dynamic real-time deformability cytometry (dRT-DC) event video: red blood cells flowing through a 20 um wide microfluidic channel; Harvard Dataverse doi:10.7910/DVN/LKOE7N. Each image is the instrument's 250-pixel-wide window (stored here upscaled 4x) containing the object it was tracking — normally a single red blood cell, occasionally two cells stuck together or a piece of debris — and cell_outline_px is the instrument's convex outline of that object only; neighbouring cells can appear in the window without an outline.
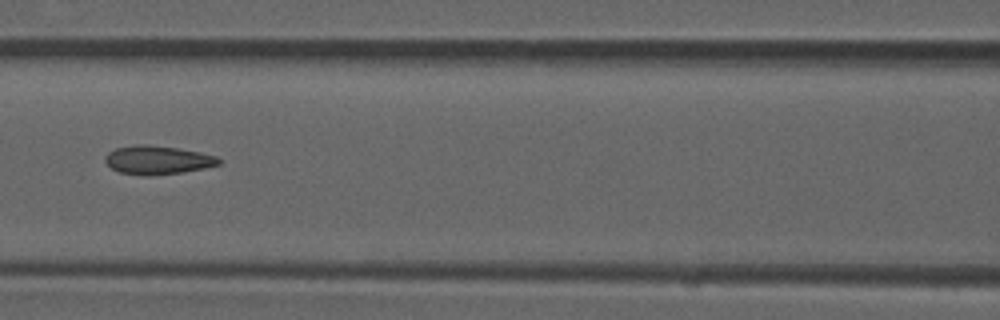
{"species": "common noctule bat (a hibernating species)", "species_latin": "Nyctalus noctula", "temperature_condition": "room temperature", "stored_images_in_passage": 7, "camera_frame_rate_fps": 3000, "um_per_image_px": 0.085, "animal": {"sex": "male", "forearm_length_mm": 52.5}, "frame": {"image": 1, "passage_image": 7, "time_ms": 2.0, "image_size_px": [1000, 320], "cell_outline_px": [[220, 164], [204, 168], [184, 172], [148, 176], [120, 172], [112, 168], [104, 160], [104, 156], [108, 152], [116, 148], [136, 144], [144, 144], [176, 148], [200, 152], [216, 156], [220, 160]], "centroid_in_image_um": [13.38, 13.6], "position_along_channel_um": 153.2, "area_um2": 18.84}}